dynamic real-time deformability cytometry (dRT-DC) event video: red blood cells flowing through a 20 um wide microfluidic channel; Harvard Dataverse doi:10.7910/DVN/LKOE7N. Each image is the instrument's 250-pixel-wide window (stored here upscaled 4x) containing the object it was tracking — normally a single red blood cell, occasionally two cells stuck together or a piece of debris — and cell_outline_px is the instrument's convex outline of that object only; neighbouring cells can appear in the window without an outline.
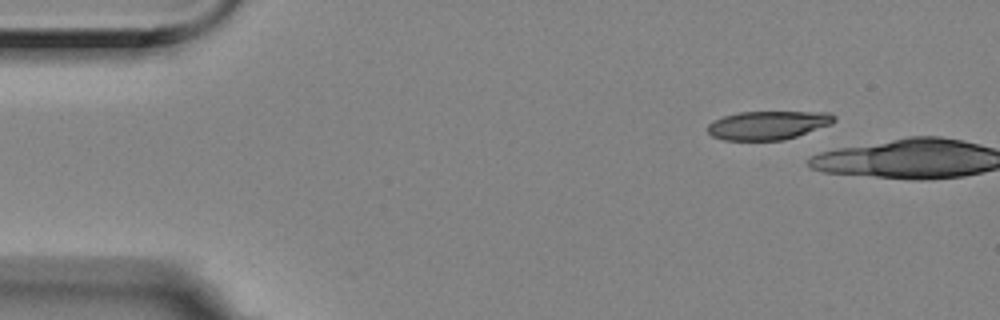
{"species": "Egyptian fruit bat (a non-hibernating species)", "species_latin": "Rousettus aegyptiacus", "temperature_condition": "room temperature", "stored_images_in_passage": 3, "camera_frame_rate_fps": 3000, "um_per_image_px": 0.085, "animal": {"sex": "female"}, "frame": {"image": 1, "passage_image": 1, "time_ms": 0.0, "image_size_px": [1000, 320], "cell_outline_px": [[836, 120], [832, 124], [784, 140], [724, 140], [712, 136], [708, 132], [708, 124], [712, 120], [724, 116], [740, 112], [832, 112], [836, 116]], "centroid_in_image_um": [65.29, 10.63], "position_along_channel_um": 19.7, "area_um2": 21.15}}